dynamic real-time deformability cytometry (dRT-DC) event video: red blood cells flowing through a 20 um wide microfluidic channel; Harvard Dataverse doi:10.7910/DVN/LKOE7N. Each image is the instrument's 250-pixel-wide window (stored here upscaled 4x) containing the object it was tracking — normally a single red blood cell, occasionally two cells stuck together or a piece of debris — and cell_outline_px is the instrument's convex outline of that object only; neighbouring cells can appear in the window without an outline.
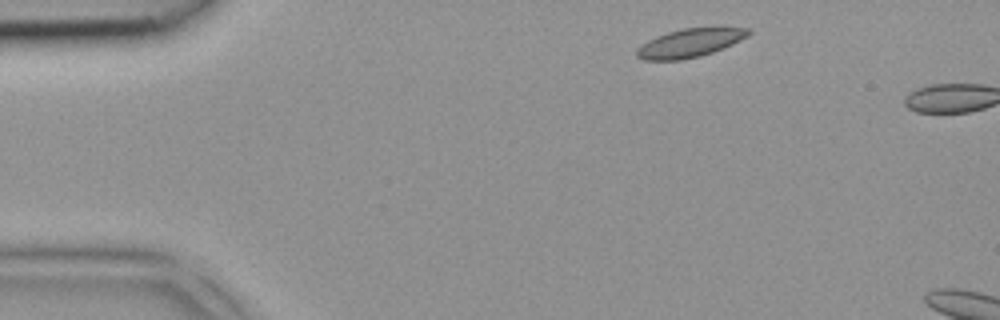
{"species": "common noctule bat (a hibernating species)", "species_latin": "Nyctalus noctula", "temperature_condition": "room temperature", "stored_images_in_passage": 3, "segment_of_instrument_passage": [2, 2], "camera_frame_rate_fps": 3000, "um_per_image_px": 0.085, "animal": {"sex": "female", "body_mass_g": 18.4}, "frame": {"image": 1, "passage_image": 3, "time_ms": 0.667, "image_size_px": [1000, 320], "cell_outline_px": [[752, 32], [748, 36], [732, 44], [712, 52], [700, 56], [680, 60], [644, 60], [636, 56], [636, 52], [648, 40], [656, 36], [668, 32], [684, 28], [716, 24], [752, 28]], "centroid_in_image_um": [58.77, 3.58], "position_along_channel_um": 26.2, "area_um2": 19.19}}